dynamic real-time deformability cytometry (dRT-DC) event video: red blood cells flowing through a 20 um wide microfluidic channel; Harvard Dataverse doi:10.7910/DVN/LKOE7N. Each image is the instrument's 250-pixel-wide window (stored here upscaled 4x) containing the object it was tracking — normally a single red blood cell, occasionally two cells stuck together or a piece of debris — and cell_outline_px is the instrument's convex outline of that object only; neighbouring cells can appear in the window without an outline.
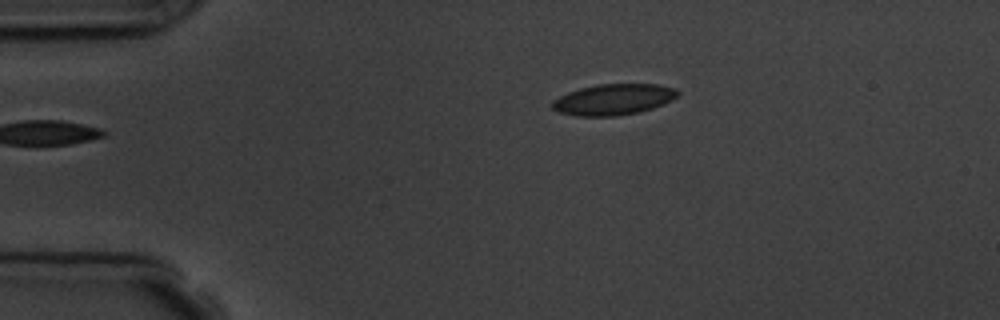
{"species": "common noctule bat (a hibernating species)", "species_latin": "Nyctalus noctula", "temperature_condition": "room temperature", "stored_images_in_passage": 5, "camera_frame_rate_fps": 3000, "um_per_image_px": 0.085, "animal": {"sex": "male", "body_mass_g": 19.5, "forearm_length_mm": 54.6}, "frame": {"image": 1, "passage_image": 1, "time_ms": 0.0, "image_size_px": [1000, 320], "cell_outline_px": [[680, 92], [672, 100], [664, 104], [640, 112], [616, 116], [576, 116], [560, 112], [552, 108], [552, 100], [568, 92], [580, 88], [596, 84], [660, 84], [676, 88]], "centroid_in_image_um": [52.16, 8.45], "position_along_channel_um": 32.8, "area_um2": 22.77}}
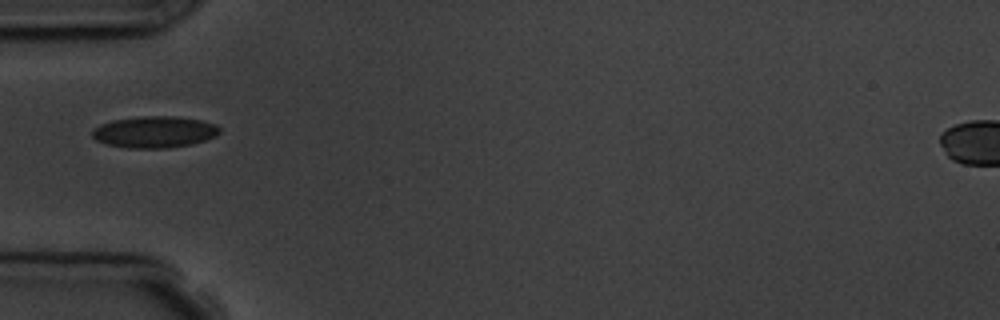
{"frame": {"image": 2, "passage_image": 3, "time_ms": 2.333, "image_size_px": [1000, 320], "cell_outline_px": [[220, 132], [216, 136], [192, 144], [168, 148], [128, 148], [108, 144], [96, 140], [92, 136], [92, 132], [100, 124], [112, 120], [144, 116], [176, 116], [204, 120], [216, 124], [220, 128]], "centroid_in_image_um": [13.17, 11.21], "position_along_channel_um": 71.8, "area_um2": 23.47}}